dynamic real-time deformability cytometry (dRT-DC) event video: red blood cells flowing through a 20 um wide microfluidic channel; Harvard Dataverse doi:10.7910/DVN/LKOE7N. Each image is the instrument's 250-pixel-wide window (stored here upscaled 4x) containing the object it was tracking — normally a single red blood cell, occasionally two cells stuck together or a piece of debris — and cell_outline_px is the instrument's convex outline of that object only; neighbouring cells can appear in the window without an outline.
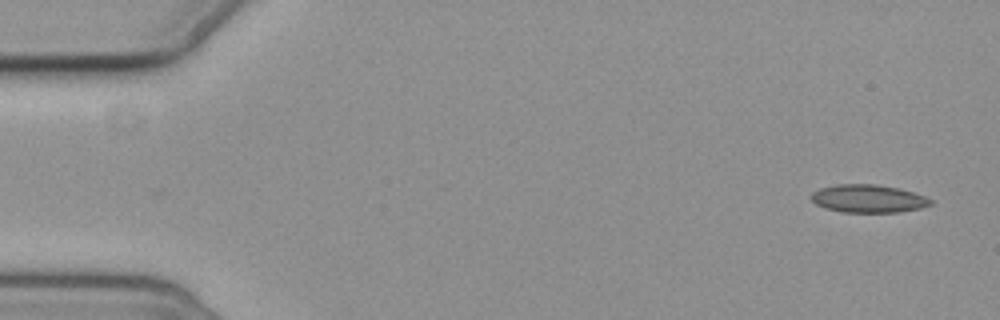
{"species": "common noctule bat (a hibernating species)", "species_latin": "Nyctalus noctula", "temperature_condition": "cold", "stored_images_in_passage": 6, "camera_frame_rate_fps": 3000, "um_per_image_px": 0.085, "animal": {"sex": "female", "body_mass_g": 19.3, "forearm_length_mm": 54.1}, "frame": {"image": 1, "passage_image": 1, "time_ms": 0.0, "image_size_px": [1000, 320], "cell_outline_px": [[932, 204], [920, 208], [900, 212], [844, 212], [824, 208], [816, 204], [812, 200], [812, 192], [820, 188], [836, 184], [876, 184], [900, 188], [924, 196], [932, 200]], "centroid_in_image_um": [73.8, 16.88], "position_along_channel_um": 11.2, "area_um2": 19.42}}
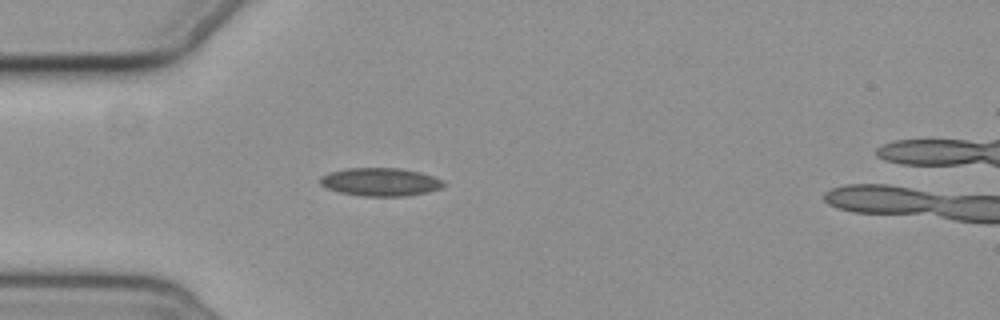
{"frame": {"image": 2, "passage_image": 5, "time_ms": 4.667, "image_size_px": [1000, 320], "cell_outline_px": [[444, 184], [440, 188], [428, 192], [404, 196], [364, 196], [340, 192], [328, 188], [320, 184], [320, 176], [328, 172], [348, 168], [400, 168], [420, 172], [444, 180]], "centroid_in_image_um": [32.33, 15.46], "position_along_channel_um": 52.7, "area_um2": 20.17}}